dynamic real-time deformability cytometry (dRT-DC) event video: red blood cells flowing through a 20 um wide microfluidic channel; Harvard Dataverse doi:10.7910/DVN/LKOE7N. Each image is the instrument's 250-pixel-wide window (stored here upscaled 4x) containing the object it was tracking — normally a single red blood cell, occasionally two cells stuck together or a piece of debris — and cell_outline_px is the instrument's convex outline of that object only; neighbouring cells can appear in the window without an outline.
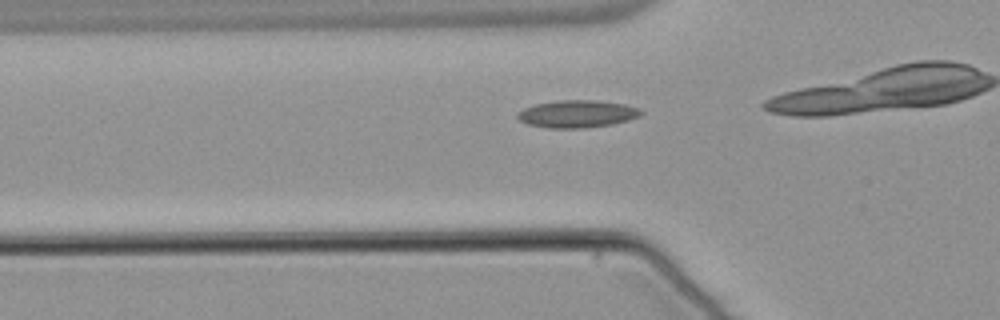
{"species": "common noctule bat (a hibernating species)", "species_latin": "Nyctalus noctula", "temperature_condition": "warm", "stored_images_in_passage": 15, "camera_frame_rate_fps": 3000, "um_per_image_px": 0.085, "animal": {"sex": "male", "body_mass_g": 21.5, "forearm_length_mm": 52.0}, "frame": {"image": 1, "passage_image": 11, "time_ms": 3.333, "image_size_px": [1000, 320], "cell_outline_px": [[644, 112], [640, 116], [628, 120], [612, 124], [584, 128], [548, 128], [528, 124], [520, 120], [516, 116], [524, 108], [536, 104], [560, 100], [596, 100], [624, 104], [640, 108]], "centroid_in_image_um": [49.1, 9.68], "position_along_channel_um": 76.7, "area_um2": 19.65}}